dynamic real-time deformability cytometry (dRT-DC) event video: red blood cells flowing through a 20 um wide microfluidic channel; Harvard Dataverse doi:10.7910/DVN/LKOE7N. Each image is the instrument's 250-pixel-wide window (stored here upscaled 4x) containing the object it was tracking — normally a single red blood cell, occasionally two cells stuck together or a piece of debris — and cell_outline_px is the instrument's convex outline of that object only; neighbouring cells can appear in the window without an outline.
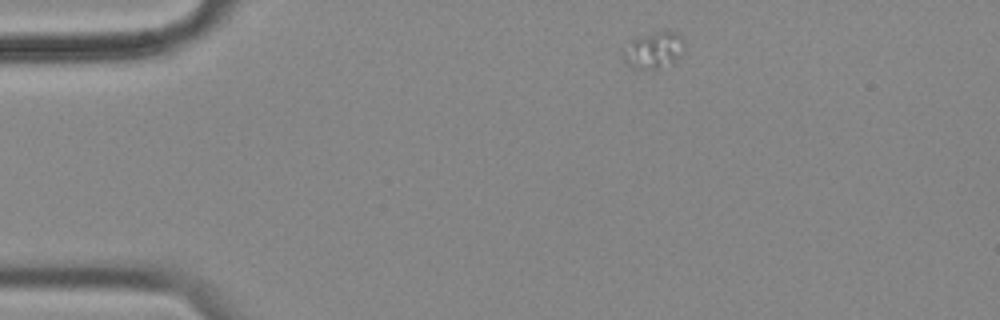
{"species": "common noctule bat (a hibernating species)", "species_latin": "Nyctalus noctula", "temperature_condition": "cold", "stored_images_in_passage": 3, "camera_frame_rate_fps": 3000, "um_per_image_px": 0.085, "animal": {"sex": "female", "body_mass_g": 18.4}, "frame": {"image": 1, "passage_image": 1, "time_ms": 0.0, "image_size_px": [1000, 320], "cell_outline_px": [[684, 44], [672, 64], [656, 68], [632, 68], [624, 60], [624, 52], [632, 40], [640, 36], [652, 32], [668, 28], [676, 32], [684, 40]], "centroid_in_image_um": [55.59, 4.21], "position_along_channel_um": 29.4, "area_um2": 12.72}}